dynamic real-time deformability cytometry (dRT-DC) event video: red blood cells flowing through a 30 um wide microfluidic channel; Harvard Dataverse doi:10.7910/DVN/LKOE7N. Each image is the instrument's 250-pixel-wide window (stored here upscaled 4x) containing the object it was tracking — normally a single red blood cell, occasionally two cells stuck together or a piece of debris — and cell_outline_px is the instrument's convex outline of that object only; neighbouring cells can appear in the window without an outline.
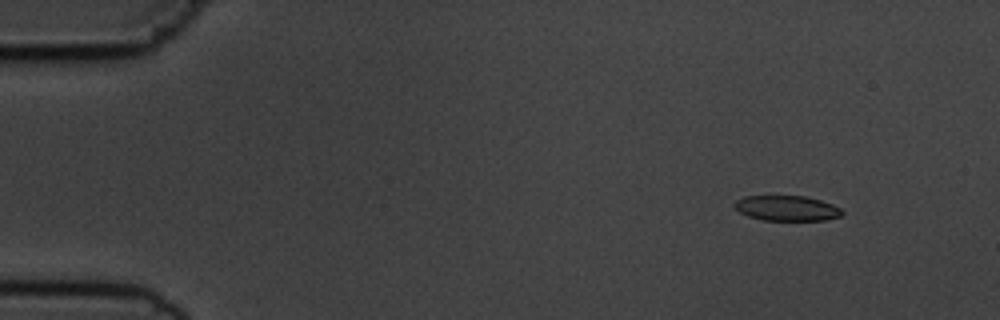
{"species": "common noctule bat (a hibernating species)", "species_latin": "Nyctalus noctula", "temperature_condition": "cold", "stored_images_in_passage": 4, "camera_frame_rate_fps": 3000, "um_per_image_px": 0.085, "animal": {"sex": "male", "body_mass_g": 19.5, "forearm_length_mm": 54.6}, "frame": {"image": 1, "passage_image": 2, "time_ms": 1.333, "image_size_px": [1000, 320], "cell_outline_px": [[844, 212], [840, 216], [824, 220], [764, 220], [748, 216], [740, 212], [732, 204], [736, 200], [744, 196], [804, 196], [820, 200], [832, 204], [840, 208]], "centroid_in_image_um": [66.86, 17.69], "position_along_channel_um": 18.1, "area_um2": 15.72}}